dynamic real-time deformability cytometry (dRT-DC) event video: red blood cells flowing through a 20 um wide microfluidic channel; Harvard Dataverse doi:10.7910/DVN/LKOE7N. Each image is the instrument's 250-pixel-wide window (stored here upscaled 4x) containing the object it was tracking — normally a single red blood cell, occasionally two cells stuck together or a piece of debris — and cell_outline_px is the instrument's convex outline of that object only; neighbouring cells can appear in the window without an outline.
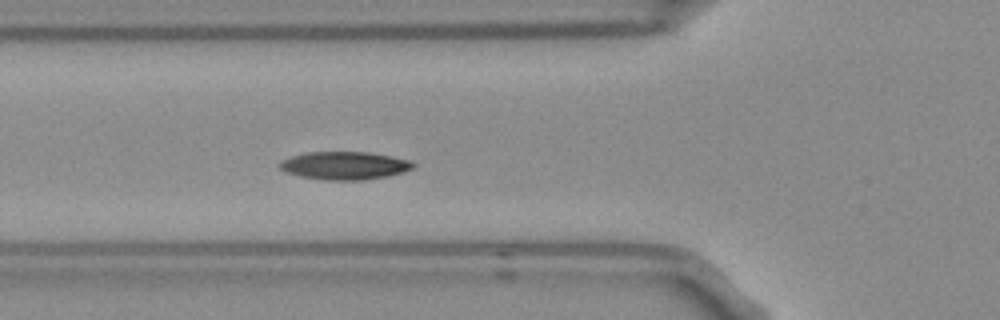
{"species": "Egyptian fruit bat (a non-hibernating species)", "species_latin": "Rousettus aegyptiacus", "temperature_condition": "room temperature", "stored_images_in_passage": 5, "camera_frame_rate_fps": 3000, "um_per_image_px": 0.085, "frame": {"image": 1, "passage_image": 5, "time_ms": 1.333, "image_size_px": [1000, 320], "cell_outline_px": [[416, 164], [412, 168], [388, 176], [364, 180], [324, 180], [300, 176], [284, 172], [280, 168], [280, 164], [284, 160], [292, 156], [308, 152], [368, 152], [392, 156], [412, 160]], "centroid_in_image_um": [29.31, 14.07], "position_along_channel_um": 96.5, "area_um2": 21.68}}